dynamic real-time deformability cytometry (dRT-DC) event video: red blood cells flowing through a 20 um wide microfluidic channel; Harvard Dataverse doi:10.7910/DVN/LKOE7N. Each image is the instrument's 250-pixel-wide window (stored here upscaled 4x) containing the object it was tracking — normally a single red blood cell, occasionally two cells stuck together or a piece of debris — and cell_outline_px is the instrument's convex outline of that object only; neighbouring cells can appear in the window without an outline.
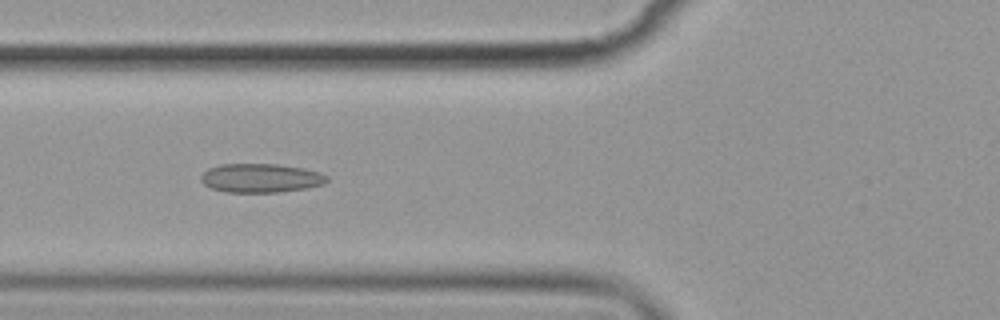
{"species": "common noctule bat (a hibernating species)", "species_latin": "Nyctalus noctula", "temperature_condition": "cold", "stored_images_in_passage": 57, "camera_frame_rate_fps": 3000, "um_per_image_px": 0.085, "animal": {"sex": "female", "body_mass_g": 19.9}, "frame": {"image": 1, "passage_image": 22, "time_ms": 7.0, "image_size_px": [1000, 320], "cell_outline_px": [[328, 180], [324, 184], [308, 188], [276, 192], [228, 192], [212, 188], [204, 184], [200, 180], [200, 176], [208, 168], [220, 164], [276, 164], [304, 168], [320, 172], [328, 176]], "centroid_in_image_um": [22.18, 15.13], "position_along_channel_um": 103.6, "area_um2": 21.27}}
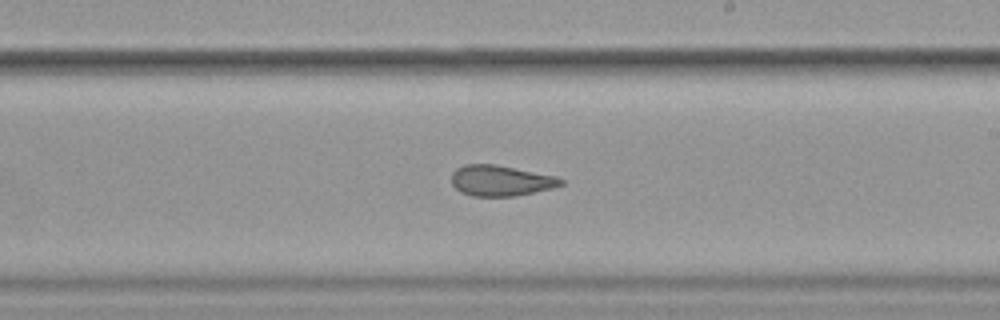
{"frame": {"image": 2, "passage_image": 34, "time_ms": 11.0, "image_size_px": [1000, 320], "cell_outline_px": [[564, 184], [552, 188], [516, 196], [472, 196], [460, 192], [452, 184], [452, 172], [456, 168], [464, 164], [496, 164], [556, 176], [564, 180]], "centroid_in_image_um": [42.55, 15.35], "position_along_channel_um": 246.4, "area_um2": 19.65}}
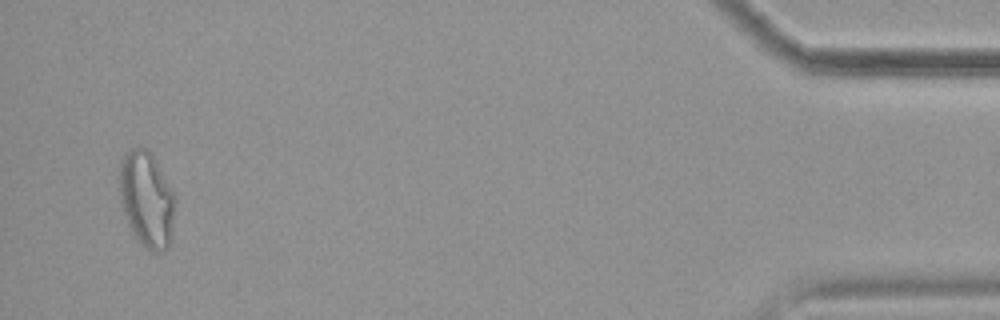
{"frame": {"image": 3, "passage_image": 55, "time_ms": 18.0, "image_size_px": [1000, 320], "cell_outline_px": [[176, 200], [172, 232], [168, 248], [160, 252], [148, 252], [144, 248], [132, 232], [124, 216], [120, 200], [120, 164], [124, 156], [132, 148], [148, 148], [176, 192]], "centroid_in_image_um": [12.5, 16.97], "position_along_channel_um": 422.7, "area_um2": 31.56}, "authors_computed_cell_mechanics": {"area_um2": 22.253, "velocity_mm_per_s": 3.5755, "shape_relaxation_time_tau1_ms": null, "shape_relaxation_time_tau2_ms": 2.1365, "deformation_change_tau1": null, "deformation_change_tau2": 0.0963}}